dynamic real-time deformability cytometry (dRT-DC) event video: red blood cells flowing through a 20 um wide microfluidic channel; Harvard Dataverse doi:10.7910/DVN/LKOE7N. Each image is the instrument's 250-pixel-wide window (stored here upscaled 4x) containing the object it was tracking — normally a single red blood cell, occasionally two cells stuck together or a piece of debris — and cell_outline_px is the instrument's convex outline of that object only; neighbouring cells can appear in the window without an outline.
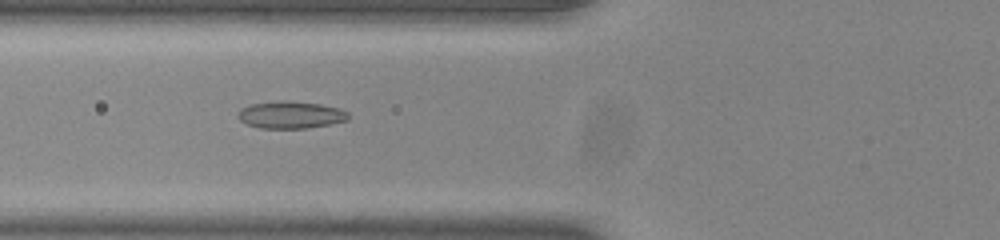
{"species": "common noctule bat (a hibernating species)", "species_latin": "Nyctalus noctula", "temperature_condition": "room temperature", "stored_images_in_passage": 44, "camera_frame_rate_fps": 3000, "um_per_image_px": 0.085, "animal": {"sex": "male", "body_mass_g": 20.0, "forearm_length_mm": 53.3}, "frame": {"image": 1, "passage_image": 12, "time_ms": 3.667, "image_size_px": [1000, 240], "cell_outline_px": [[348, 120], [332, 124], [308, 128], [260, 128], [248, 124], [240, 120], [236, 116], [240, 108], [252, 104], [284, 100], [320, 104], [340, 108], [348, 112]], "centroid_in_image_um": [24.72, 9.76], "position_along_channel_um": 101.1, "area_um2": 17.51}}
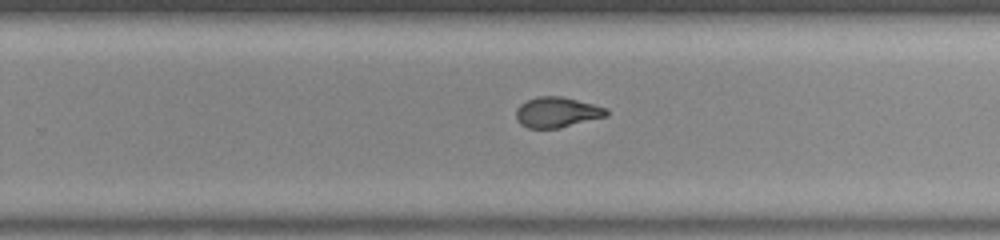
{"frame": {"image": 2, "passage_image": 26, "time_ms": 8.333, "image_size_px": [1000, 240], "cell_outline_px": [[608, 116], [560, 128], [528, 128], [520, 124], [516, 120], [516, 108], [520, 104], [536, 96], [560, 96], [608, 108]], "centroid_in_image_um": [47.33, 9.55], "position_along_channel_um": 282.5, "area_um2": 16.07}}
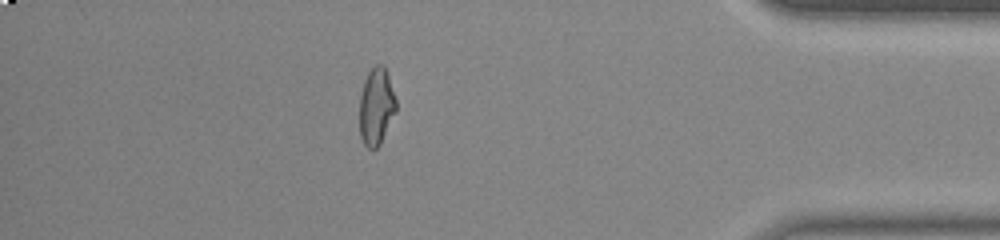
{"frame": {"image": 3, "passage_image": 38, "time_ms": 12.333, "image_size_px": [1000, 240], "cell_outline_px": [[396, 112], [380, 144], [376, 148], [368, 148], [364, 144], [360, 136], [360, 96], [364, 80], [368, 72], [376, 64], [384, 64], [396, 100]], "centroid_in_image_um": [31.98, 9.04], "position_along_channel_um": 403.2, "area_um2": 16.36}, "authors_computed_cell_mechanics": {"area_um2": 16.6175, "velocity_mm_per_s": 3.8883, "shape_relaxation_time_tau1_ms": null, "shape_relaxation_time_tau2_ms": 0.9681, "deformation_change_tau1": null, "deformation_change_tau2": 0.0625}}